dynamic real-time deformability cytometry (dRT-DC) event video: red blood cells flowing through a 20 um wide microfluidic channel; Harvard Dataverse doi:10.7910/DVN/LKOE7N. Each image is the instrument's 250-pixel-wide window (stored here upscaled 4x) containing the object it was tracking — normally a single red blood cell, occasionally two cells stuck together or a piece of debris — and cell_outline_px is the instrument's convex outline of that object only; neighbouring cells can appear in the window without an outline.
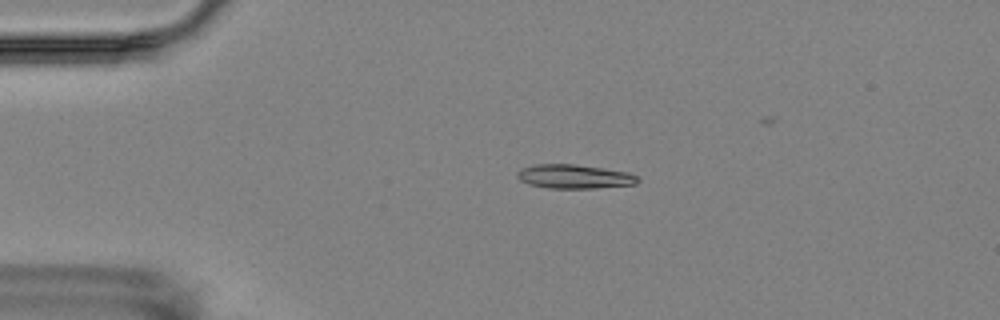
{"species": "Egyptian fruit bat (a non-hibernating species)", "species_latin": "Rousettus aegyptiacus", "temperature_condition": "room temperature", "stored_images_in_passage": 14, "camera_frame_rate_fps": 3000, "um_per_image_px": 0.085, "animal": {"sex": "female"}, "frame": {"image": 1, "passage_image": 3, "time_ms": 2.333, "image_size_px": [1000, 320], "cell_outline_px": [[640, 180], [636, 184], [596, 188], [548, 188], [528, 184], [520, 180], [516, 176], [524, 168], [532, 164], [576, 164], [604, 168], [628, 172], [636, 176]], "centroid_in_image_um": [48.84, 15.0], "position_along_channel_um": 36.2, "area_um2": 16.82}}
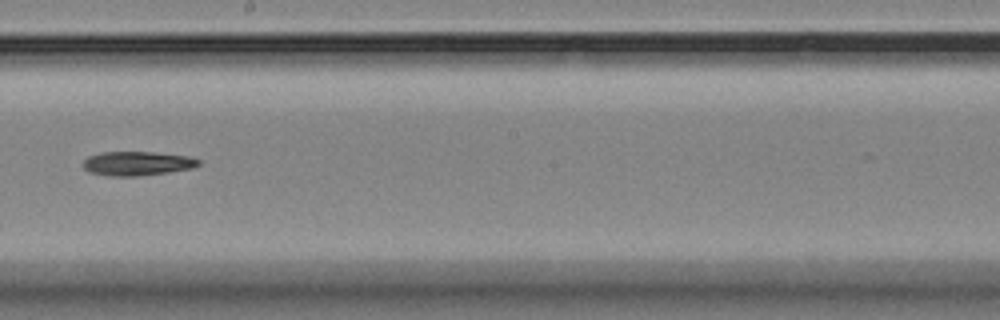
{"frame": {"image": 2, "passage_image": 8, "time_ms": 9.0, "image_size_px": [1000, 320], "cell_outline_px": [[200, 164], [192, 168], [168, 172], [136, 176], [108, 176], [88, 172], [84, 168], [84, 160], [88, 156], [100, 152], [152, 152], [188, 156], [200, 160]], "centroid_in_image_um": [11.64, 13.89], "position_along_channel_um": 236.6, "area_um2": 16.18}}
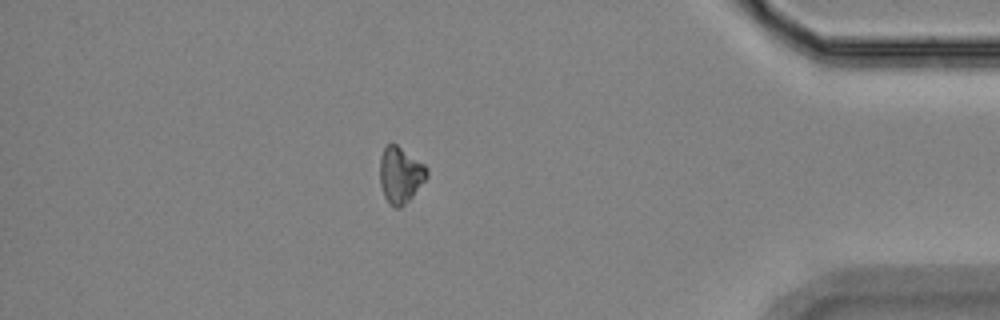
{"frame": {"image": 3, "passage_image": 13, "time_ms": 14.667, "image_size_px": [1000, 320], "cell_outline_px": [[428, 176], [412, 196], [400, 208], [392, 208], [388, 204], [384, 196], [380, 184], [380, 156], [384, 148], [388, 144], [396, 144], [424, 164], [428, 168]], "centroid_in_image_um": [34.02, 14.89], "position_along_channel_um": 401.2, "area_um2": 15.37}, "authors_computed_cell_mechanics": {"area_um2": 15.9239, "velocity_mm_per_s": 3.5445, "shape_relaxation_time_tau1_ms": 5.1015, "shape_relaxation_time_tau2_ms": null, "deformation_change_tau1": 0.1013, "deformation_change_tau2": null}}